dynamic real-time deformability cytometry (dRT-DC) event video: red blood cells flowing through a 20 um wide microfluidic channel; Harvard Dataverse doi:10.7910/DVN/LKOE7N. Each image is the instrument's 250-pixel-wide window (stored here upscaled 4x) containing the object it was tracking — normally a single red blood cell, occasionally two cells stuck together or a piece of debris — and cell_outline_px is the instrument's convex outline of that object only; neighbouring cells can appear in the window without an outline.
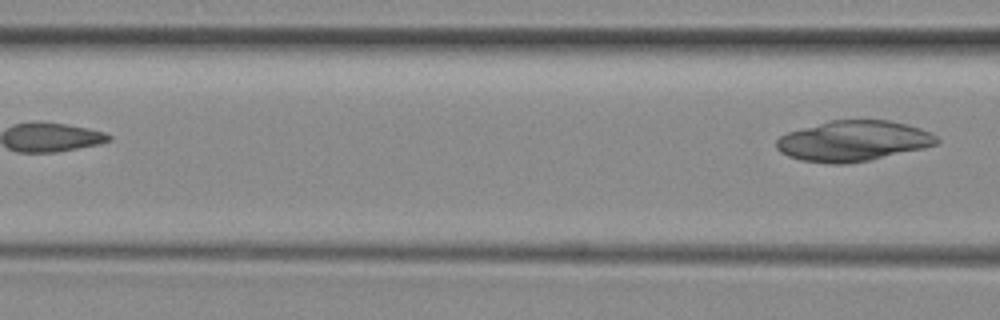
{"species": "common noctule bat (a hibernating species)", "species_latin": "Nyctalus noctula", "temperature_condition": "room temperature", "stored_images_in_passage": 4, "camera_frame_rate_fps": 3000, "um_per_image_px": 0.085, "animal": {"sex": "female", "body_mass_g": 29.2, "forearm_length_mm": 56.3}, "frame": {"image": 1, "passage_image": 4, "time_ms": 3.667, "image_size_px": [1000, 320], "cell_outline_px": [[940, 140], [936, 144], [920, 148], [868, 160], [844, 164], [832, 164], [800, 160], [788, 156], [780, 152], [776, 148], [776, 140], [780, 136], [788, 132], [832, 120], [888, 120], [908, 124], [932, 132]], "centroid_in_image_um": [72.5, 11.98], "position_along_channel_um": 94.1, "area_um2": 37.51}}